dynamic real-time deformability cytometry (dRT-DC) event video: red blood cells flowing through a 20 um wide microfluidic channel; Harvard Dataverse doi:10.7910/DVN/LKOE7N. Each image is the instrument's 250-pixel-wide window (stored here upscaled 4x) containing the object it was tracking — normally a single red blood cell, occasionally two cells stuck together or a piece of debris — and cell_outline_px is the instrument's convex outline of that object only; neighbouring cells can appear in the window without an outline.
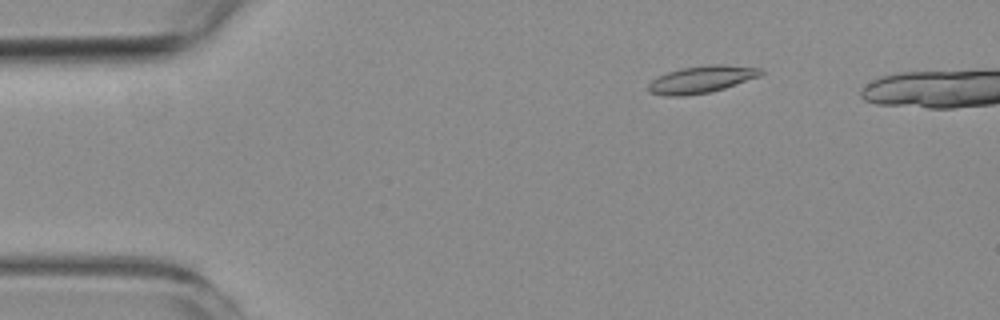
{"species": "common noctule bat (a hibernating species)", "species_latin": "Nyctalus noctula", "temperature_condition": "room temperature", "stored_images_in_passage": 6, "camera_frame_rate_fps": 3000, "um_per_image_px": 0.085, "animal": {"sex": "female", "body_mass_g": 19.3, "forearm_length_mm": 54.1}, "frame": {"image": 1, "passage_image": 3, "time_ms": 2.333, "image_size_px": [1000, 320], "cell_outline_px": [[764, 72], [760, 76], [724, 88], [708, 92], [684, 96], [664, 96], [648, 92], [648, 84], [652, 80], [668, 72], [684, 68], [708, 64], [724, 64], [764, 68]], "centroid_in_image_um": [59.65, 6.74], "position_along_channel_um": 25.3, "area_um2": 17.74}}